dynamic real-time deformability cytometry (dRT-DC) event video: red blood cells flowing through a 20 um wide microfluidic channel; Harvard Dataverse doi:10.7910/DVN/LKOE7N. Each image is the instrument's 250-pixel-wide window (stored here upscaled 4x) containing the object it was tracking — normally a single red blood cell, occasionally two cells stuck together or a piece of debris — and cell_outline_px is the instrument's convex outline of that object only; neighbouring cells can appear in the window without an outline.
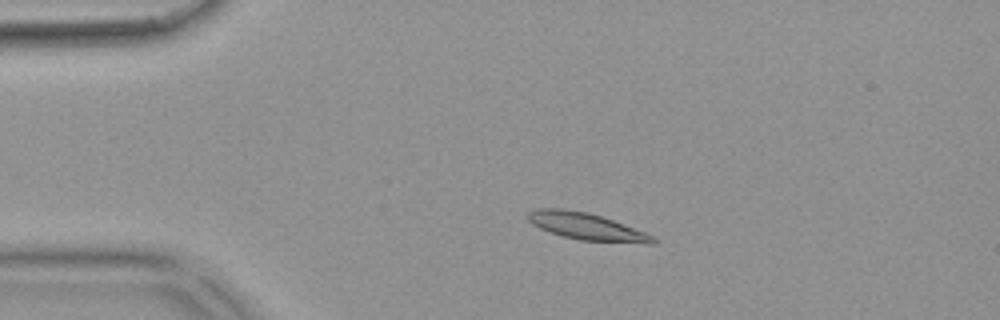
{"species": "common noctule bat (a hibernating species)", "species_latin": "Nyctalus noctula", "temperature_condition": "warm", "stored_images_in_passage": 53, "camera_frame_rate_fps": 3000, "um_per_image_px": 0.085, "animal": {"sex": "female", "body_mass_g": 18.4}, "frame": {"image": 1, "passage_image": 10, "time_ms": 3.0, "image_size_px": [1000, 320], "cell_outline_px": [[656, 240], [652, 244], [644, 244], [580, 240], [564, 236], [540, 228], [532, 224], [528, 220], [528, 212], [536, 208], [564, 208], [588, 212], [612, 220], [644, 232], [652, 236]], "centroid_in_image_um": [49.83, 19.24], "position_along_channel_um": 35.2, "area_um2": 19.48}}
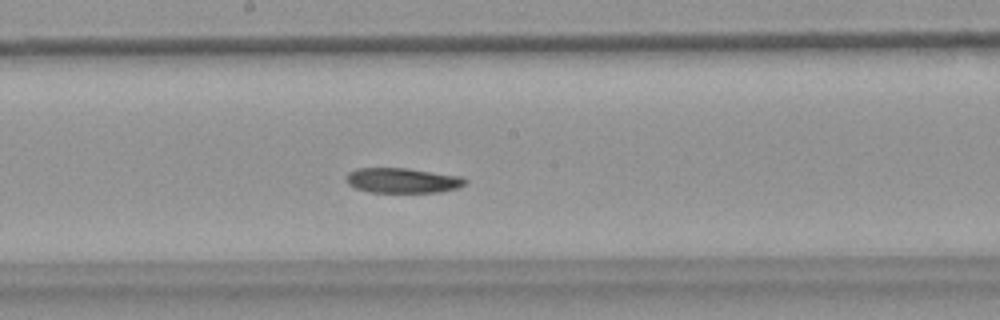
{"frame": {"image": 2, "passage_image": 28, "time_ms": 9.0, "image_size_px": [1000, 320], "cell_outline_px": [[468, 180], [460, 188], [440, 192], [368, 192], [356, 188], [348, 184], [344, 180], [344, 176], [348, 172], [356, 168], [408, 168], [460, 176]], "centroid_in_image_um": [34.18, 15.34], "position_along_channel_um": 214.0, "area_um2": 17.57}}
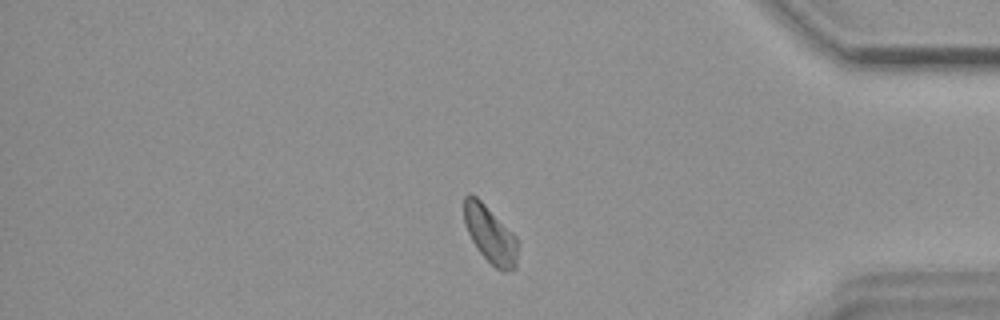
{"frame": {"image": 3, "passage_image": 45, "time_ms": 14.667, "image_size_px": [1000, 320], "cell_outline_px": [[516, 268], [504, 272], [500, 272], [476, 248], [468, 232], [464, 220], [464, 196], [468, 192], [476, 196], [516, 236]], "centroid_in_image_um": [41.64, 19.92], "position_along_channel_um": 393.6, "area_um2": 17.51}, "authors_computed_cell_mechanics": {"area_um2": 18.3804, "velocity_mm_per_s": 3.6539, "shape_relaxation_time_tau1_ms": 5.79, "shape_relaxation_time_tau2_ms": null, "deformation_change_tau1": 0.1293, "deformation_change_tau2": null}}